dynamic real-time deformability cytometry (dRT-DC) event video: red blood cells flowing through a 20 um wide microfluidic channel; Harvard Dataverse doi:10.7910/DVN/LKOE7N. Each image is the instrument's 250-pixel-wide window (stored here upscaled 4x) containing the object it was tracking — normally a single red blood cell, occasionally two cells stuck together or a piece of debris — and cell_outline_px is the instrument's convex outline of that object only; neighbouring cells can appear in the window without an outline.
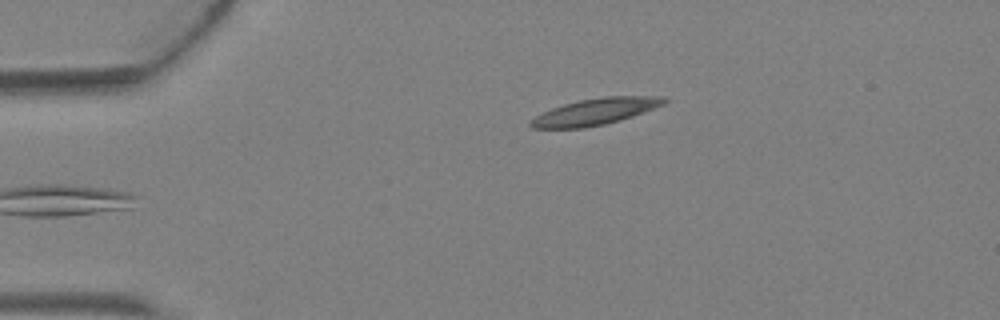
{"species": "Egyptian fruit bat (a non-hibernating species)", "species_latin": "Rousettus aegyptiacus", "temperature_condition": "warm", "stored_images_in_passage": 3, "camera_frame_rate_fps": 3000, "um_per_image_px": 0.085, "animal": {"sex": "female"}, "frame": {"image": 1, "passage_image": 3, "time_ms": 0.667, "image_size_px": [1000, 320], "cell_outline_px": [[668, 100], [664, 104], [632, 116], [620, 120], [604, 124], [584, 128], [532, 128], [528, 124], [536, 116], [552, 108], [564, 104], [580, 100], [604, 96], [664, 96]], "centroid_in_image_um": [50.62, 9.48], "position_along_channel_um": 34.4, "area_um2": 20.35}}